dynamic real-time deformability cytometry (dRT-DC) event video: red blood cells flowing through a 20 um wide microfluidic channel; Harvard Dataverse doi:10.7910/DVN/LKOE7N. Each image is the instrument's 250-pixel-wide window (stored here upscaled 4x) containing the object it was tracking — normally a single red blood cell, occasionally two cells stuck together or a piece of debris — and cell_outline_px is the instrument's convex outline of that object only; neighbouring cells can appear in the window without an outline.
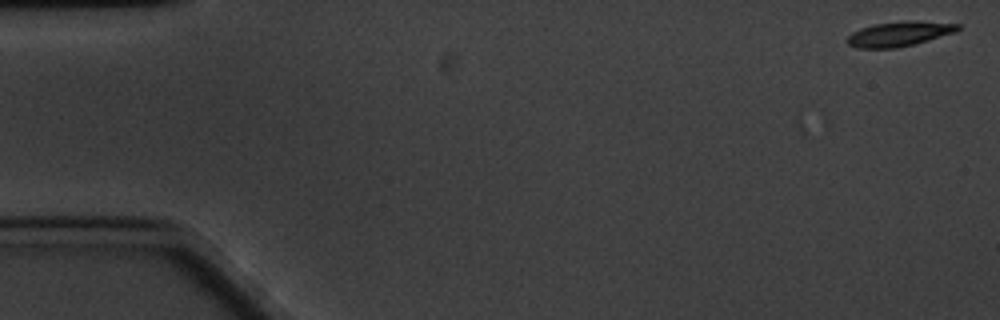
{"species": "common noctule bat (a hibernating species)", "species_latin": "Nyctalus noctula", "temperature_condition": "cold", "stored_images_in_passage": 16, "camera_frame_rate_fps": 3000, "um_per_image_px": 0.085, "animal": {"sex": "male", "body_mass_g": 20.1, "forearm_length_mm": 53.5}, "frame": {"image": 1, "passage_image": 1, "time_ms": 0.0, "image_size_px": [1000, 320], "cell_outline_px": [[960, 28], [956, 32], [928, 40], [896, 48], [860, 48], [848, 44], [844, 40], [852, 32], [860, 28], [876, 24], [912, 20], [916, 20], [960, 24]], "centroid_in_image_um": [76.43, 2.87], "position_along_channel_um": 8.6, "area_um2": 15.9}}
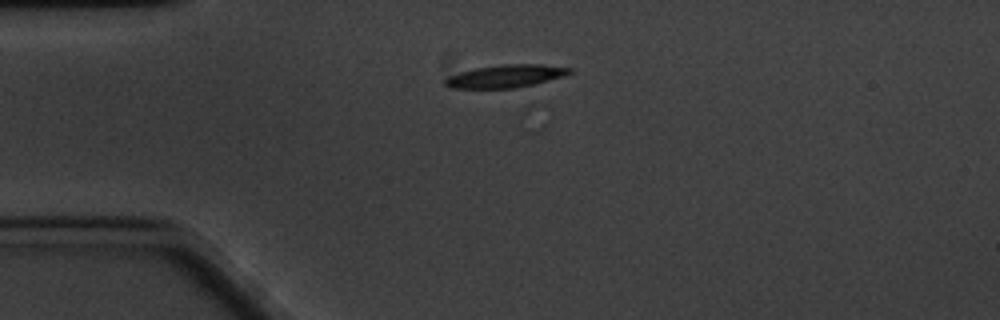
{"frame": {"image": 2, "passage_image": 14, "time_ms": 4.333, "image_size_px": [1000, 320], "cell_outline_px": [[572, 72], [564, 76], [516, 88], [448, 88], [444, 84], [444, 80], [448, 76], [472, 68], [504, 64], [540, 64], [572, 68]], "centroid_in_image_um": [42.94, 6.47], "position_along_channel_um": 42.1, "area_um2": 16.53}}